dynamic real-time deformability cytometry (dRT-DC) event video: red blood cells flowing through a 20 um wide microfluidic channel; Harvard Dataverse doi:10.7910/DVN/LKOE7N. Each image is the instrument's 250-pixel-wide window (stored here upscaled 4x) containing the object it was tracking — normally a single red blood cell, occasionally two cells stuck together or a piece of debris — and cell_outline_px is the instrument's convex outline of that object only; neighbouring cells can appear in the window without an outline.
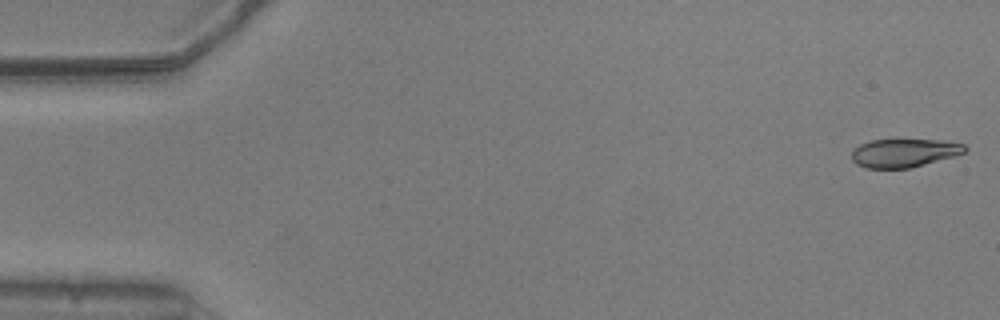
{"species": "common noctule bat (a hibernating species)", "species_latin": "Nyctalus noctula", "temperature_condition": "warm", "stored_images_in_passage": 28, "camera_frame_rate_fps": 3000, "um_per_image_px": 0.085, "animal": {"sex": "male", "body_mass_g": 20.5, "forearm_length_mm": 52.5}, "frame": {"image": 1, "passage_image": 1, "time_ms": 0.0, "image_size_px": [1000, 320], "cell_outline_px": [[968, 148], [964, 152], [952, 156], [924, 164], [908, 168], [864, 168], [856, 164], [852, 160], [852, 152], [860, 144], [872, 140], [940, 140], [964, 144]], "centroid_in_image_um": [76.82, 13.0], "position_along_channel_um": 8.2, "area_um2": 18.44}}
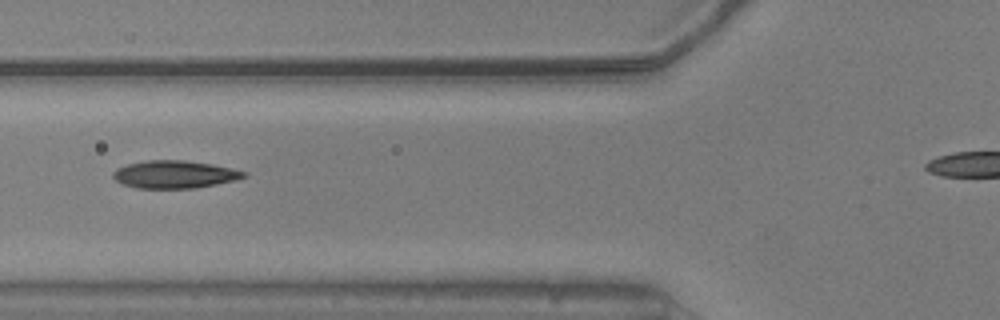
{"frame": {"image": 2, "passage_image": 20, "time_ms": 6.333, "image_size_px": [1000, 320], "cell_outline_px": [[248, 176], [236, 180], [196, 188], [136, 188], [124, 184], [116, 180], [112, 176], [112, 172], [116, 168], [128, 164], [148, 160], [184, 160], [212, 164], [248, 172]], "centroid_in_image_um": [14.85, 14.82], "position_along_channel_um": 110.9, "area_um2": 21.1}}
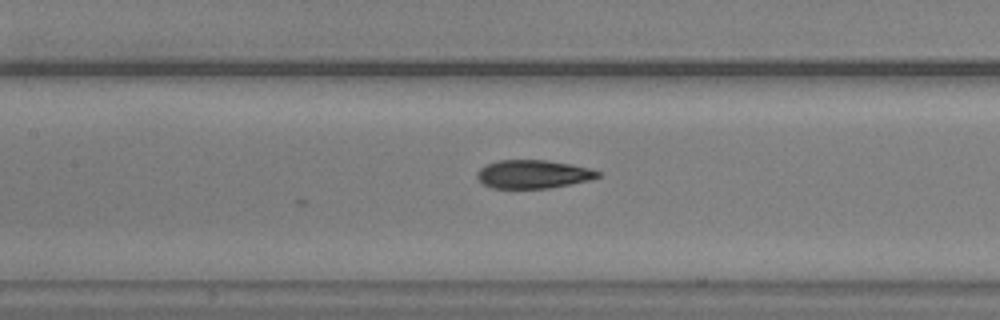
{"frame": {"image": 3, "passage_image": 24, "time_ms": 7.667, "image_size_px": [1000, 320], "cell_outline_px": [[600, 176], [588, 180], [548, 188], [492, 188], [484, 184], [476, 176], [476, 172], [480, 168], [496, 160], [548, 160], [572, 164], [592, 168], [600, 172]], "centroid_in_image_um": [45.31, 14.79], "position_along_channel_um": 162.1, "area_um2": 19.94}}